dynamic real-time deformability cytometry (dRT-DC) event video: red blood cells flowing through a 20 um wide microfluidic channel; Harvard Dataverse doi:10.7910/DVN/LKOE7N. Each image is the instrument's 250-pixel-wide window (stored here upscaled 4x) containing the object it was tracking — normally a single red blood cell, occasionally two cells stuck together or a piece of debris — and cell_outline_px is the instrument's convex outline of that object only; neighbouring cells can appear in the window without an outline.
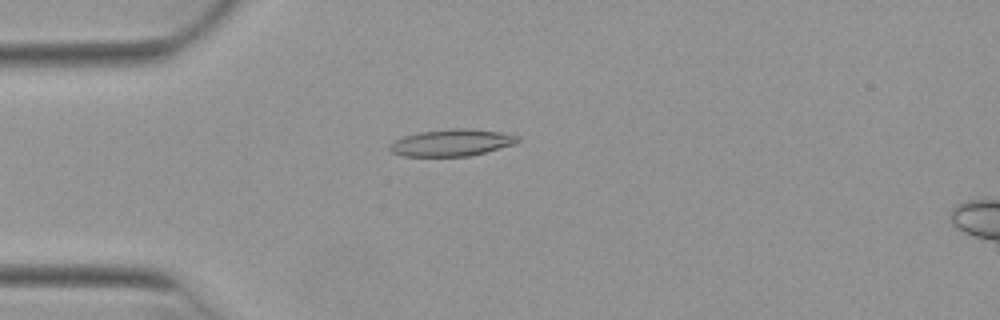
{"species": "Egyptian fruit bat (a non-hibernating species)", "species_latin": "Rousettus aegyptiacus", "temperature_condition": "warm", "stored_images_in_passage": 52, "camera_frame_rate_fps": 3000, "um_per_image_px": 0.085, "animal": {"sex": "female"}, "frame": {"image": 1, "passage_image": 14, "time_ms": 4.333, "image_size_px": [1000, 320], "cell_outline_px": [[520, 140], [516, 144], [468, 156], [404, 156], [392, 152], [388, 148], [388, 144], [404, 136], [420, 132], [448, 128], [464, 128], [500, 132], [520, 136]], "centroid_in_image_um": [38.39, 12.12], "position_along_channel_um": 46.6, "area_um2": 20.0}}
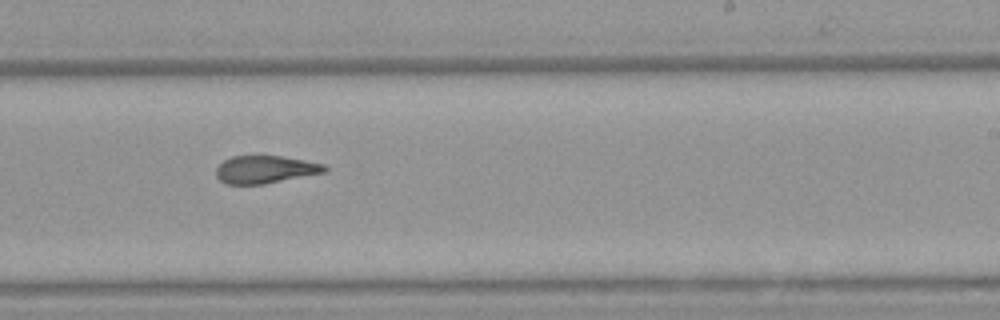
{"frame": {"image": 2, "passage_image": 32, "time_ms": 10.333, "image_size_px": [1000, 320], "cell_outline_px": [[328, 168], [324, 172], [264, 184], [224, 184], [216, 176], [216, 168], [224, 160], [232, 156], [280, 156], [304, 160], [324, 164]], "centroid_in_image_um": [22.51, 14.41], "position_along_channel_um": 266.5, "area_um2": 17.34}}
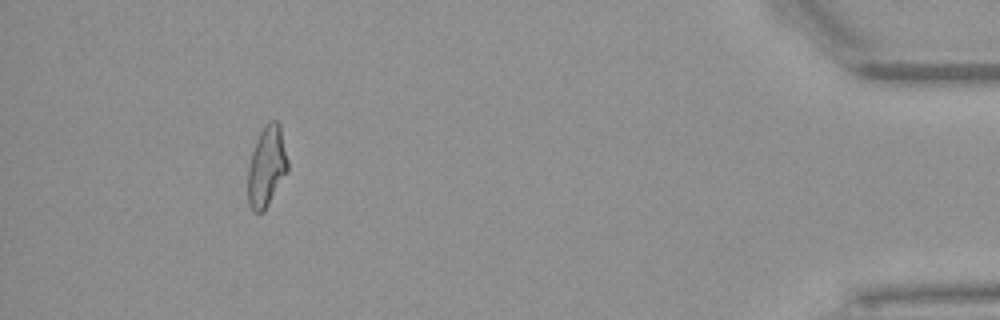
{"frame": {"image": 3, "passage_image": 48, "time_ms": 15.667, "image_size_px": [1000, 320], "cell_outline_px": [[288, 168], [264, 212], [252, 212], [248, 204], [248, 168], [252, 152], [256, 140], [260, 132], [272, 120], [276, 120], [280, 124], [288, 160]], "centroid_in_image_um": [22.65, 14.17], "position_along_channel_um": 412.5, "area_um2": 18.44}, "authors_computed_cell_mechanics": {"area_um2": 18.9295, "velocity_mm_per_s": 3.937, "shape_relaxation_time_tau1_ms": null, "shape_relaxation_time_tau2_ms": 2.7339, "deformation_change_tau1": null, "deformation_change_tau2": 0.1173}}